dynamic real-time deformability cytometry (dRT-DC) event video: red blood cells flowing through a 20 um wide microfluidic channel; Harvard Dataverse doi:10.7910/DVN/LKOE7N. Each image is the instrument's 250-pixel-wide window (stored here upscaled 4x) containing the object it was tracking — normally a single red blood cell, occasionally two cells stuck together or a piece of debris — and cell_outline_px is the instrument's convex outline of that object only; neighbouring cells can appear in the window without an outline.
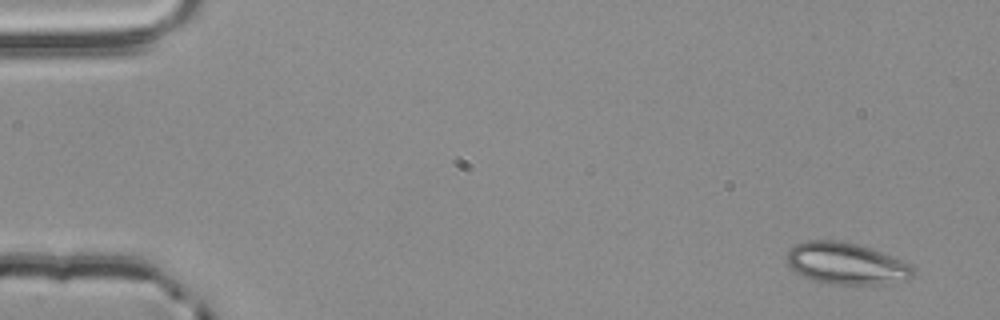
{"species": "common noctule bat (a hibernating species)", "species_latin": "Nyctalus noctula", "temperature_condition": "room temperature", "stored_images_in_passage": 4, "camera_frame_rate_fps": 3000, "um_per_image_px": 0.085, "animal": {"sex": "male", "body_mass_g": 20.4}, "frame": {"image": 1, "passage_image": 1, "time_ms": 0.0, "image_size_px": [1000, 320], "cell_outline_px": [[916, 276], [908, 280], [880, 284], [832, 284], [812, 280], [796, 272], [788, 264], [788, 248], [796, 244], [808, 240], [840, 240], [856, 244], [880, 252], [908, 264], [916, 268]], "centroid_in_image_um": [71.94, 22.41], "position_along_channel_um": 13.1, "area_um2": 30.52}}